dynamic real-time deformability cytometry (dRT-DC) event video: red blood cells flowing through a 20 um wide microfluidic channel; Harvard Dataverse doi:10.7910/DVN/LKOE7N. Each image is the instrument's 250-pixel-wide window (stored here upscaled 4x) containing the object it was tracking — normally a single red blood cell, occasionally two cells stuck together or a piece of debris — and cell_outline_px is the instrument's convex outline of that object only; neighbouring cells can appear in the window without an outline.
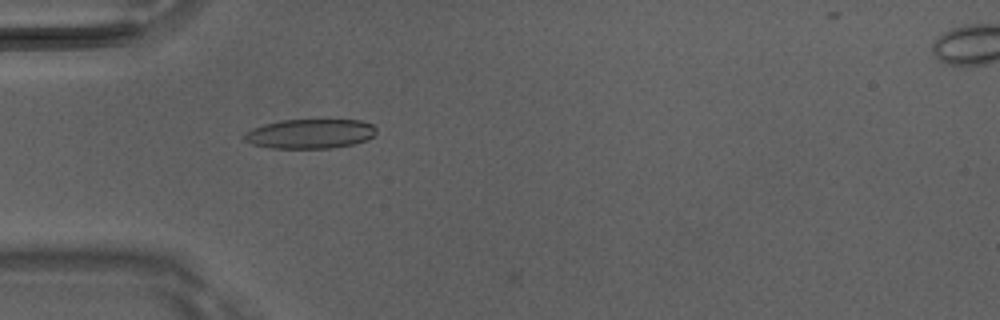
{"species": "Egyptian fruit bat (a non-hibernating species)", "species_latin": "Rousettus aegyptiacus", "temperature_condition": "room temperature", "stored_images_in_passage": 4, "camera_frame_rate_fps": 3000, "um_per_image_px": 0.085, "animal": {"sex": "male"}, "frame": {"image": 1, "passage_image": 3, "time_ms": 0.667, "image_size_px": [1000, 320], "cell_outline_px": [[376, 132], [368, 140], [352, 144], [332, 148], [272, 148], [252, 144], [244, 140], [244, 136], [252, 128], [264, 124], [284, 120], [360, 120], [372, 124], [376, 128]], "centroid_in_image_um": [26.38, 11.37], "position_along_channel_um": 58.6, "area_um2": 22.54}}